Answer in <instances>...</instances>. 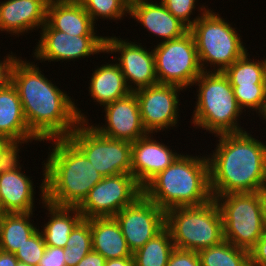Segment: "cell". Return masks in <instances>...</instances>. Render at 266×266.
Returning a JSON list of instances; mask_svg holds the SVG:
<instances>
[{
    "instance_id": "6da1fadb",
    "label": "cell",
    "mask_w": 266,
    "mask_h": 266,
    "mask_svg": "<svg viewBox=\"0 0 266 266\" xmlns=\"http://www.w3.org/2000/svg\"><path fill=\"white\" fill-rule=\"evenodd\" d=\"M29 130L41 141L68 137L89 122L73 99L48 80L37 65L16 57L11 69Z\"/></svg>"
},
{
    "instance_id": "7a4b0ae2",
    "label": "cell",
    "mask_w": 266,
    "mask_h": 266,
    "mask_svg": "<svg viewBox=\"0 0 266 266\" xmlns=\"http://www.w3.org/2000/svg\"><path fill=\"white\" fill-rule=\"evenodd\" d=\"M214 136L219 138L215 152L207 155L212 198L266 186V142L247 131Z\"/></svg>"
},
{
    "instance_id": "3957f363",
    "label": "cell",
    "mask_w": 266,
    "mask_h": 266,
    "mask_svg": "<svg viewBox=\"0 0 266 266\" xmlns=\"http://www.w3.org/2000/svg\"><path fill=\"white\" fill-rule=\"evenodd\" d=\"M49 141L53 148L45 163V200L78 207L103 176L68 137Z\"/></svg>"
},
{
    "instance_id": "277c9868",
    "label": "cell",
    "mask_w": 266,
    "mask_h": 266,
    "mask_svg": "<svg viewBox=\"0 0 266 266\" xmlns=\"http://www.w3.org/2000/svg\"><path fill=\"white\" fill-rule=\"evenodd\" d=\"M143 194L165 211L206 204L213 199L207 156L180 153L169 167L143 187Z\"/></svg>"
},
{
    "instance_id": "5b68a950",
    "label": "cell",
    "mask_w": 266,
    "mask_h": 266,
    "mask_svg": "<svg viewBox=\"0 0 266 266\" xmlns=\"http://www.w3.org/2000/svg\"><path fill=\"white\" fill-rule=\"evenodd\" d=\"M197 83V84H196ZM198 98L192 124L215 135L243 132L237 122L243 110L239 107L228 77L223 72H206L194 81Z\"/></svg>"
},
{
    "instance_id": "8992f818",
    "label": "cell",
    "mask_w": 266,
    "mask_h": 266,
    "mask_svg": "<svg viewBox=\"0 0 266 266\" xmlns=\"http://www.w3.org/2000/svg\"><path fill=\"white\" fill-rule=\"evenodd\" d=\"M165 227L178 249L198 252L224 240L222 216L214 198L200 206L167 210Z\"/></svg>"
},
{
    "instance_id": "52a82bcc",
    "label": "cell",
    "mask_w": 266,
    "mask_h": 266,
    "mask_svg": "<svg viewBox=\"0 0 266 266\" xmlns=\"http://www.w3.org/2000/svg\"><path fill=\"white\" fill-rule=\"evenodd\" d=\"M213 11L208 8L189 31L195 41L202 71L211 72L206 68L210 64L214 67L212 72H224L248 50L236 28Z\"/></svg>"
},
{
    "instance_id": "ba28073f",
    "label": "cell",
    "mask_w": 266,
    "mask_h": 266,
    "mask_svg": "<svg viewBox=\"0 0 266 266\" xmlns=\"http://www.w3.org/2000/svg\"><path fill=\"white\" fill-rule=\"evenodd\" d=\"M214 200L221 212L224 240L250 251L265 229L258 193H229Z\"/></svg>"
},
{
    "instance_id": "9c48e42d",
    "label": "cell",
    "mask_w": 266,
    "mask_h": 266,
    "mask_svg": "<svg viewBox=\"0 0 266 266\" xmlns=\"http://www.w3.org/2000/svg\"><path fill=\"white\" fill-rule=\"evenodd\" d=\"M88 124L80 122L68 138L103 177L131 174L132 142L105 137Z\"/></svg>"
},
{
    "instance_id": "30bf717a",
    "label": "cell",
    "mask_w": 266,
    "mask_h": 266,
    "mask_svg": "<svg viewBox=\"0 0 266 266\" xmlns=\"http://www.w3.org/2000/svg\"><path fill=\"white\" fill-rule=\"evenodd\" d=\"M153 52L158 84L176 85L186 90L203 72L190 31L179 38L159 42Z\"/></svg>"
},
{
    "instance_id": "8fae6325",
    "label": "cell",
    "mask_w": 266,
    "mask_h": 266,
    "mask_svg": "<svg viewBox=\"0 0 266 266\" xmlns=\"http://www.w3.org/2000/svg\"><path fill=\"white\" fill-rule=\"evenodd\" d=\"M142 194L143 188L132 174L107 176L89 191L77 208L83 219L114 217Z\"/></svg>"
},
{
    "instance_id": "7c38bea8",
    "label": "cell",
    "mask_w": 266,
    "mask_h": 266,
    "mask_svg": "<svg viewBox=\"0 0 266 266\" xmlns=\"http://www.w3.org/2000/svg\"><path fill=\"white\" fill-rule=\"evenodd\" d=\"M114 218L121 227L129 249L134 253L165 228L166 211L142 194Z\"/></svg>"
},
{
    "instance_id": "4fadbf2b",
    "label": "cell",
    "mask_w": 266,
    "mask_h": 266,
    "mask_svg": "<svg viewBox=\"0 0 266 266\" xmlns=\"http://www.w3.org/2000/svg\"><path fill=\"white\" fill-rule=\"evenodd\" d=\"M40 32L35 52L36 59L43 61H70L85 58L105 51V36H73L55 29L47 23Z\"/></svg>"
},
{
    "instance_id": "5bb4252c",
    "label": "cell",
    "mask_w": 266,
    "mask_h": 266,
    "mask_svg": "<svg viewBox=\"0 0 266 266\" xmlns=\"http://www.w3.org/2000/svg\"><path fill=\"white\" fill-rule=\"evenodd\" d=\"M127 39L105 37L103 53H117L118 64L124 75L125 82L131 92L158 84L155 72L154 52L143 48L140 44ZM134 86H133V84Z\"/></svg>"
},
{
    "instance_id": "9a60e30c",
    "label": "cell",
    "mask_w": 266,
    "mask_h": 266,
    "mask_svg": "<svg viewBox=\"0 0 266 266\" xmlns=\"http://www.w3.org/2000/svg\"><path fill=\"white\" fill-rule=\"evenodd\" d=\"M180 90L183 88L176 85L156 84L135 91L142 123L148 133L177 126Z\"/></svg>"
},
{
    "instance_id": "2e32d148",
    "label": "cell",
    "mask_w": 266,
    "mask_h": 266,
    "mask_svg": "<svg viewBox=\"0 0 266 266\" xmlns=\"http://www.w3.org/2000/svg\"><path fill=\"white\" fill-rule=\"evenodd\" d=\"M105 125H91L101 135L134 142L148 132L142 123L135 92L104 106Z\"/></svg>"
},
{
    "instance_id": "e0dca14e",
    "label": "cell",
    "mask_w": 266,
    "mask_h": 266,
    "mask_svg": "<svg viewBox=\"0 0 266 266\" xmlns=\"http://www.w3.org/2000/svg\"><path fill=\"white\" fill-rule=\"evenodd\" d=\"M152 136L153 133H147L132 142L131 174L142 188L180 155Z\"/></svg>"
},
{
    "instance_id": "ac0fdd59",
    "label": "cell",
    "mask_w": 266,
    "mask_h": 266,
    "mask_svg": "<svg viewBox=\"0 0 266 266\" xmlns=\"http://www.w3.org/2000/svg\"><path fill=\"white\" fill-rule=\"evenodd\" d=\"M151 0H136L129 3L130 18H133L149 33L160 36L163 42L179 38L189 31V28L166 9Z\"/></svg>"
},
{
    "instance_id": "d6986e66",
    "label": "cell",
    "mask_w": 266,
    "mask_h": 266,
    "mask_svg": "<svg viewBox=\"0 0 266 266\" xmlns=\"http://www.w3.org/2000/svg\"><path fill=\"white\" fill-rule=\"evenodd\" d=\"M50 0H5L0 2V31L19 35L46 23ZM37 27V29H36Z\"/></svg>"
},
{
    "instance_id": "ffe728a7",
    "label": "cell",
    "mask_w": 266,
    "mask_h": 266,
    "mask_svg": "<svg viewBox=\"0 0 266 266\" xmlns=\"http://www.w3.org/2000/svg\"><path fill=\"white\" fill-rule=\"evenodd\" d=\"M46 23L73 36H97L96 25L78 0H50Z\"/></svg>"
},
{
    "instance_id": "44dd1931",
    "label": "cell",
    "mask_w": 266,
    "mask_h": 266,
    "mask_svg": "<svg viewBox=\"0 0 266 266\" xmlns=\"http://www.w3.org/2000/svg\"><path fill=\"white\" fill-rule=\"evenodd\" d=\"M43 180L40 185L41 203L48 210V222L44 224L43 235L46 246L65 248L69 235L74 227L83 219L82 213L77 207L56 206L45 200V163L42 164ZM48 208V209H47ZM71 213V214H70Z\"/></svg>"
},
{
    "instance_id": "7402d4cb",
    "label": "cell",
    "mask_w": 266,
    "mask_h": 266,
    "mask_svg": "<svg viewBox=\"0 0 266 266\" xmlns=\"http://www.w3.org/2000/svg\"><path fill=\"white\" fill-rule=\"evenodd\" d=\"M21 168L0 174L1 210L4 213L34 212V188Z\"/></svg>"
},
{
    "instance_id": "603a6c76",
    "label": "cell",
    "mask_w": 266,
    "mask_h": 266,
    "mask_svg": "<svg viewBox=\"0 0 266 266\" xmlns=\"http://www.w3.org/2000/svg\"><path fill=\"white\" fill-rule=\"evenodd\" d=\"M92 250L106 260L133 257L114 217L90 218Z\"/></svg>"
},
{
    "instance_id": "cb8c5ba5",
    "label": "cell",
    "mask_w": 266,
    "mask_h": 266,
    "mask_svg": "<svg viewBox=\"0 0 266 266\" xmlns=\"http://www.w3.org/2000/svg\"><path fill=\"white\" fill-rule=\"evenodd\" d=\"M0 136L37 138L28 128L18 91L11 82L0 89Z\"/></svg>"
},
{
    "instance_id": "d4e9b609",
    "label": "cell",
    "mask_w": 266,
    "mask_h": 266,
    "mask_svg": "<svg viewBox=\"0 0 266 266\" xmlns=\"http://www.w3.org/2000/svg\"><path fill=\"white\" fill-rule=\"evenodd\" d=\"M90 77L89 94L100 106L104 107L131 92L117 62L101 65Z\"/></svg>"
},
{
    "instance_id": "484cf974",
    "label": "cell",
    "mask_w": 266,
    "mask_h": 266,
    "mask_svg": "<svg viewBox=\"0 0 266 266\" xmlns=\"http://www.w3.org/2000/svg\"><path fill=\"white\" fill-rule=\"evenodd\" d=\"M33 212L4 213L0 224V250L15 253L38 229L31 223Z\"/></svg>"
},
{
    "instance_id": "4316f807",
    "label": "cell",
    "mask_w": 266,
    "mask_h": 266,
    "mask_svg": "<svg viewBox=\"0 0 266 266\" xmlns=\"http://www.w3.org/2000/svg\"><path fill=\"white\" fill-rule=\"evenodd\" d=\"M174 249L170 231L165 227L133 253L135 266H167Z\"/></svg>"
},
{
    "instance_id": "83f0119b",
    "label": "cell",
    "mask_w": 266,
    "mask_h": 266,
    "mask_svg": "<svg viewBox=\"0 0 266 266\" xmlns=\"http://www.w3.org/2000/svg\"><path fill=\"white\" fill-rule=\"evenodd\" d=\"M201 266H250L249 251L227 240L198 251Z\"/></svg>"
},
{
    "instance_id": "f1b7e54d",
    "label": "cell",
    "mask_w": 266,
    "mask_h": 266,
    "mask_svg": "<svg viewBox=\"0 0 266 266\" xmlns=\"http://www.w3.org/2000/svg\"><path fill=\"white\" fill-rule=\"evenodd\" d=\"M246 52L232 63L223 73L228 77L231 85L254 86L266 84L265 60H253Z\"/></svg>"
},
{
    "instance_id": "f546056e",
    "label": "cell",
    "mask_w": 266,
    "mask_h": 266,
    "mask_svg": "<svg viewBox=\"0 0 266 266\" xmlns=\"http://www.w3.org/2000/svg\"><path fill=\"white\" fill-rule=\"evenodd\" d=\"M90 15L93 23L99 18L121 20L129 14L128 0H78ZM99 17V18H98ZM95 21V22H94Z\"/></svg>"
},
{
    "instance_id": "4dcf8cb0",
    "label": "cell",
    "mask_w": 266,
    "mask_h": 266,
    "mask_svg": "<svg viewBox=\"0 0 266 266\" xmlns=\"http://www.w3.org/2000/svg\"><path fill=\"white\" fill-rule=\"evenodd\" d=\"M239 107L261 114L266 105V84H254V86L231 85ZM258 111V112H257Z\"/></svg>"
},
{
    "instance_id": "1f68e13d",
    "label": "cell",
    "mask_w": 266,
    "mask_h": 266,
    "mask_svg": "<svg viewBox=\"0 0 266 266\" xmlns=\"http://www.w3.org/2000/svg\"><path fill=\"white\" fill-rule=\"evenodd\" d=\"M46 247L41 230L38 229L19 249H17L14 255L19 262L37 266Z\"/></svg>"
},
{
    "instance_id": "d6a6232c",
    "label": "cell",
    "mask_w": 266,
    "mask_h": 266,
    "mask_svg": "<svg viewBox=\"0 0 266 266\" xmlns=\"http://www.w3.org/2000/svg\"><path fill=\"white\" fill-rule=\"evenodd\" d=\"M40 141L38 138L7 139L0 149V174L21 168L19 163V147L21 144Z\"/></svg>"
},
{
    "instance_id": "836d02e7",
    "label": "cell",
    "mask_w": 266,
    "mask_h": 266,
    "mask_svg": "<svg viewBox=\"0 0 266 266\" xmlns=\"http://www.w3.org/2000/svg\"><path fill=\"white\" fill-rule=\"evenodd\" d=\"M166 9L170 11L178 20L184 23L189 29L197 21V19L202 16V14L208 9L207 6H201L198 10L201 12L199 16L191 20L192 11H195L196 0H161ZM201 10V11H200Z\"/></svg>"
},
{
    "instance_id": "e575fe53",
    "label": "cell",
    "mask_w": 266,
    "mask_h": 266,
    "mask_svg": "<svg viewBox=\"0 0 266 266\" xmlns=\"http://www.w3.org/2000/svg\"><path fill=\"white\" fill-rule=\"evenodd\" d=\"M67 247H92L90 219H82L71 231Z\"/></svg>"
},
{
    "instance_id": "d590c367",
    "label": "cell",
    "mask_w": 266,
    "mask_h": 266,
    "mask_svg": "<svg viewBox=\"0 0 266 266\" xmlns=\"http://www.w3.org/2000/svg\"><path fill=\"white\" fill-rule=\"evenodd\" d=\"M167 266H201L197 251L175 248L169 257Z\"/></svg>"
},
{
    "instance_id": "8d00e7d4",
    "label": "cell",
    "mask_w": 266,
    "mask_h": 266,
    "mask_svg": "<svg viewBox=\"0 0 266 266\" xmlns=\"http://www.w3.org/2000/svg\"><path fill=\"white\" fill-rule=\"evenodd\" d=\"M37 266H66L64 248L47 246Z\"/></svg>"
},
{
    "instance_id": "74e56055",
    "label": "cell",
    "mask_w": 266,
    "mask_h": 266,
    "mask_svg": "<svg viewBox=\"0 0 266 266\" xmlns=\"http://www.w3.org/2000/svg\"><path fill=\"white\" fill-rule=\"evenodd\" d=\"M250 266H266V227L255 246L249 251Z\"/></svg>"
},
{
    "instance_id": "f35d334b",
    "label": "cell",
    "mask_w": 266,
    "mask_h": 266,
    "mask_svg": "<svg viewBox=\"0 0 266 266\" xmlns=\"http://www.w3.org/2000/svg\"><path fill=\"white\" fill-rule=\"evenodd\" d=\"M92 247H65L64 248V258L66 266H76L79 261L84 258L90 251Z\"/></svg>"
},
{
    "instance_id": "ab89813d",
    "label": "cell",
    "mask_w": 266,
    "mask_h": 266,
    "mask_svg": "<svg viewBox=\"0 0 266 266\" xmlns=\"http://www.w3.org/2000/svg\"><path fill=\"white\" fill-rule=\"evenodd\" d=\"M16 56L8 54V56L1 61L0 60V89L4 88L11 82V69Z\"/></svg>"
},
{
    "instance_id": "60d3db41",
    "label": "cell",
    "mask_w": 266,
    "mask_h": 266,
    "mask_svg": "<svg viewBox=\"0 0 266 266\" xmlns=\"http://www.w3.org/2000/svg\"><path fill=\"white\" fill-rule=\"evenodd\" d=\"M105 261L101 254L91 250L76 266H104Z\"/></svg>"
},
{
    "instance_id": "b9f144b4",
    "label": "cell",
    "mask_w": 266,
    "mask_h": 266,
    "mask_svg": "<svg viewBox=\"0 0 266 266\" xmlns=\"http://www.w3.org/2000/svg\"><path fill=\"white\" fill-rule=\"evenodd\" d=\"M104 266H135L133 257L108 259Z\"/></svg>"
},
{
    "instance_id": "7bdbcfd3",
    "label": "cell",
    "mask_w": 266,
    "mask_h": 266,
    "mask_svg": "<svg viewBox=\"0 0 266 266\" xmlns=\"http://www.w3.org/2000/svg\"><path fill=\"white\" fill-rule=\"evenodd\" d=\"M18 262L13 253L0 250V266H17Z\"/></svg>"
},
{
    "instance_id": "ee69618b",
    "label": "cell",
    "mask_w": 266,
    "mask_h": 266,
    "mask_svg": "<svg viewBox=\"0 0 266 266\" xmlns=\"http://www.w3.org/2000/svg\"><path fill=\"white\" fill-rule=\"evenodd\" d=\"M257 193H258V198L260 201L263 222H264V225L266 227V186L261 187L257 191Z\"/></svg>"
},
{
    "instance_id": "f6af8a7d",
    "label": "cell",
    "mask_w": 266,
    "mask_h": 266,
    "mask_svg": "<svg viewBox=\"0 0 266 266\" xmlns=\"http://www.w3.org/2000/svg\"><path fill=\"white\" fill-rule=\"evenodd\" d=\"M260 115V117H262L263 116V118H261V119H265L266 120V105H265V108H264V110H263V112L261 113V114H259Z\"/></svg>"
},
{
    "instance_id": "bcb514c9",
    "label": "cell",
    "mask_w": 266,
    "mask_h": 266,
    "mask_svg": "<svg viewBox=\"0 0 266 266\" xmlns=\"http://www.w3.org/2000/svg\"><path fill=\"white\" fill-rule=\"evenodd\" d=\"M7 140V138L1 137L0 136V149L2 147V144Z\"/></svg>"
},
{
    "instance_id": "7dc6e473",
    "label": "cell",
    "mask_w": 266,
    "mask_h": 266,
    "mask_svg": "<svg viewBox=\"0 0 266 266\" xmlns=\"http://www.w3.org/2000/svg\"><path fill=\"white\" fill-rule=\"evenodd\" d=\"M17 266H31V265L26 264L24 262H18Z\"/></svg>"
},
{
    "instance_id": "c3c4849f",
    "label": "cell",
    "mask_w": 266,
    "mask_h": 266,
    "mask_svg": "<svg viewBox=\"0 0 266 266\" xmlns=\"http://www.w3.org/2000/svg\"><path fill=\"white\" fill-rule=\"evenodd\" d=\"M3 215H4V212L0 209V224H1V220H2Z\"/></svg>"
}]
</instances>
